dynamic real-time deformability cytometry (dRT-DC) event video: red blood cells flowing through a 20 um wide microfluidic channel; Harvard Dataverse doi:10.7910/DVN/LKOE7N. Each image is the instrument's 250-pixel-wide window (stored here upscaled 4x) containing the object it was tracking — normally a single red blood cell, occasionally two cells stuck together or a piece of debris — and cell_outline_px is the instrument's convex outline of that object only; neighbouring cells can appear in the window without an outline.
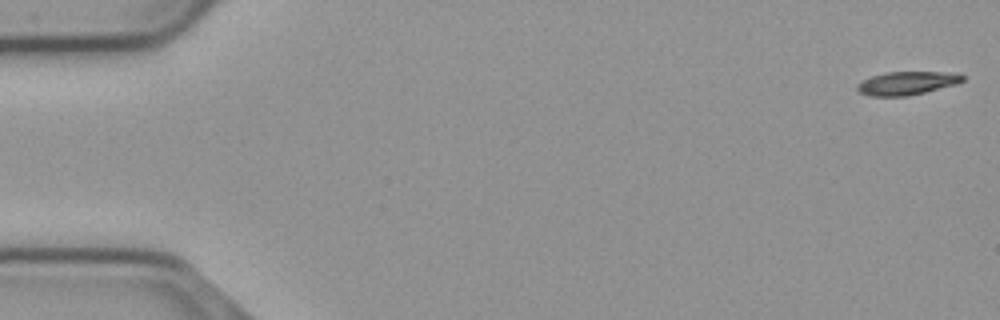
{"species": "common noctule bat (a hibernating species)", "species_latin": "Nyctalus noctula", "temperature_condition": "cold", "stored_images_in_passage": 56, "camera_frame_rate_fps": 3000, "um_per_image_px": 0.085, "animal": {"sex": "male", "body_mass_g": 23.1, "forearm_length_mm": 52.7}, "frame": {"image": 1, "passage_image": 1, "time_ms": 0.0, "image_size_px": [1000, 320], "cell_outline_px": [[964, 80], [956, 84], [908, 96], [868, 96], [860, 92], [856, 88], [856, 84], [872, 76], [888, 72], [944, 72], [964, 76]], "centroid_in_image_um": [77.04, 7.07], "position_along_channel_um": 8.0, "area_um2": 14.1}}
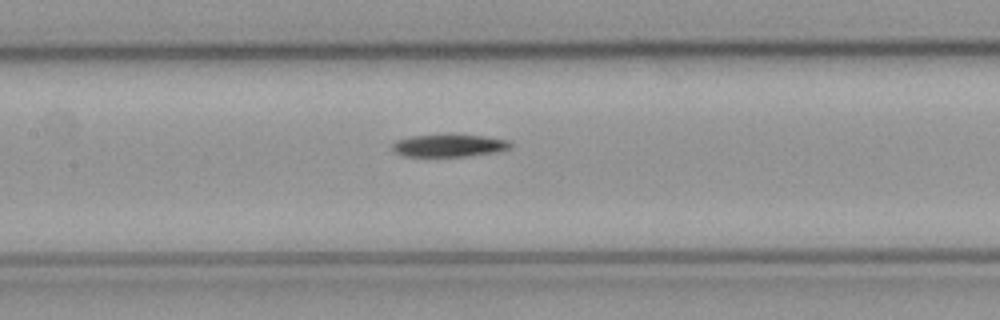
{"frame": {"image": 2, "passage_image": 26, "time_ms": 8.333, "image_size_px": [1000, 320], "cell_outline_px": [[512, 148], [496, 152], [468, 156], [404, 156], [396, 152], [392, 148], [392, 144], [396, 140], [412, 136], [484, 136], [508, 140], [512, 144]], "centroid_in_image_um": [38.2, 12.39], "position_along_channel_um": 169.2, "area_um2": 15.03}}
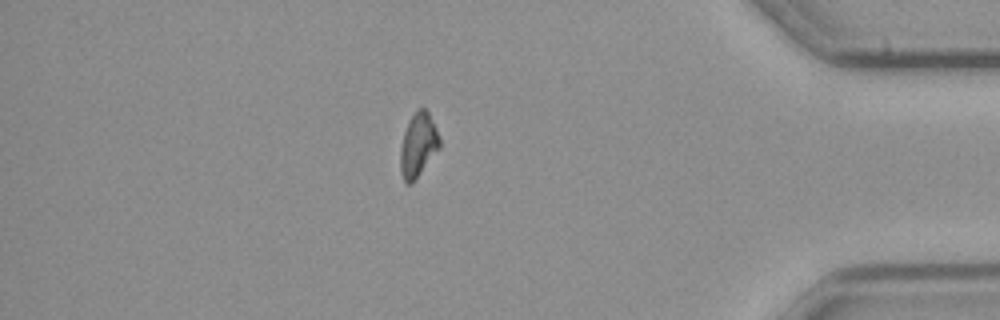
{"frame": {"image": 3, "passage_image": 48, "time_ms": 15.667, "image_size_px": [1000, 320], "cell_outline_px": [[440, 148], [412, 184], [408, 184], [404, 180], [400, 172], [400, 148], [404, 132], [408, 120], [416, 108], [424, 108], [428, 112], [436, 128], [440, 140]], "centroid_in_image_um": [35.53, 12.32], "position_along_channel_um": 399.7, "area_um2": 14.74}}